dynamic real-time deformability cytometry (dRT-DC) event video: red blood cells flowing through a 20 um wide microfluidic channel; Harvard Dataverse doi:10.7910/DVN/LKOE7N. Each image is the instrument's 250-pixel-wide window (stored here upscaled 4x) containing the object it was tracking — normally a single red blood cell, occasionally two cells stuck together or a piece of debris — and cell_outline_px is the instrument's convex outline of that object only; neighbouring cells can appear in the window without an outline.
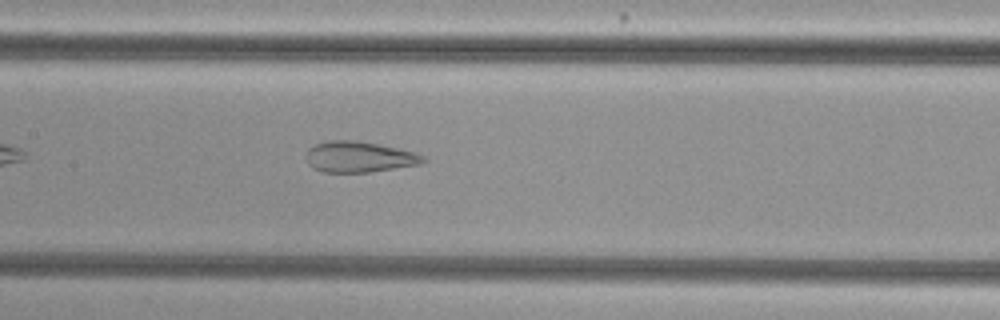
{"species": "common noctule bat (a hibernating species)", "species_latin": "Nyctalus noctula", "temperature_condition": "cold", "stored_images_in_passage": 39, "camera_frame_rate_fps": 3000, "um_per_image_px": 0.085, "animal": {"sex": "female", "body_mass_g": 29.2, "forearm_length_mm": 56.3}, "frame": {"image": 1, "passage_image": 12, "time_ms": 3.667, "image_size_px": [1000, 320], "cell_outline_px": [[428, 160], [420, 164], [368, 172], [324, 172], [312, 168], [308, 164], [304, 156], [308, 148], [316, 144], [328, 140], [356, 140], [380, 144], [412, 152], [424, 156]], "centroid_in_image_um": [30.47, 13.33], "position_along_channel_um": 176.9, "area_um2": 21.1}}
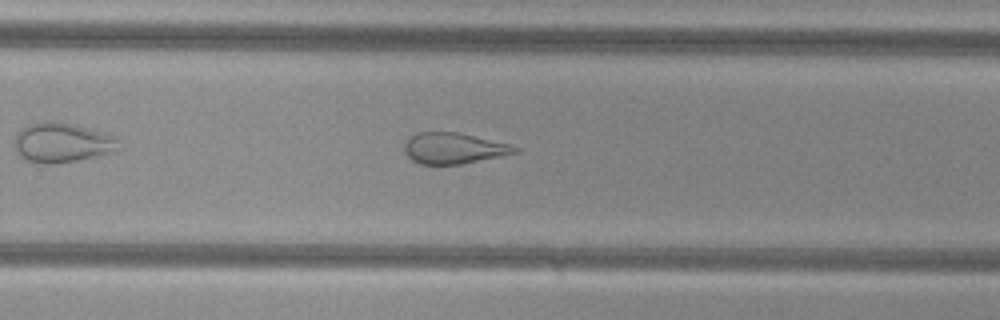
{"frame": {"image": 2, "passage_image": 21, "time_ms": 6.667, "image_size_px": [1000, 320], "cell_outline_px": [[520, 152], [464, 164], [420, 164], [412, 160], [404, 152], [404, 144], [408, 136], [416, 132], [460, 132], [508, 144], [520, 148]], "centroid_in_image_um": [38.55, 12.6], "position_along_channel_um": 291.3, "area_um2": 20.17}}
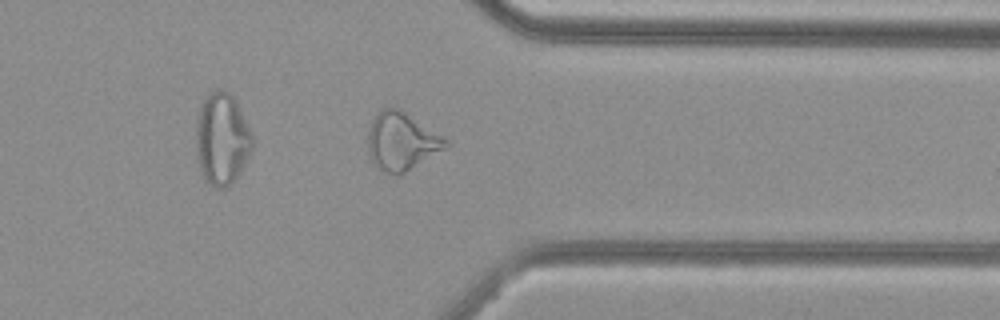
{"frame": {"image": 3, "passage_image": 28, "time_ms": 9.0, "image_size_px": [1000, 320], "cell_outline_px": [[452, 144], [404, 172], [396, 176], [380, 172], [376, 168], [368, 152], [368, 128], [376, 112], [392, 104], [444, 136]], "centroid_in_image_um": [34.1, 12.0], "position_along_channel_um": 377.3, "area_um2": 26.53}, "authors_computed_cell_mechanics": {"area_um2": 23.6402, "velocity_mm_per_s": 3.8244, "shape_relaxation_time_tau1_ms": null, "shape_relaxation_time_tau2_ms": 1.8094, "deformation_change_tau1": null, "deformation_change_tau2": 0.0986}}